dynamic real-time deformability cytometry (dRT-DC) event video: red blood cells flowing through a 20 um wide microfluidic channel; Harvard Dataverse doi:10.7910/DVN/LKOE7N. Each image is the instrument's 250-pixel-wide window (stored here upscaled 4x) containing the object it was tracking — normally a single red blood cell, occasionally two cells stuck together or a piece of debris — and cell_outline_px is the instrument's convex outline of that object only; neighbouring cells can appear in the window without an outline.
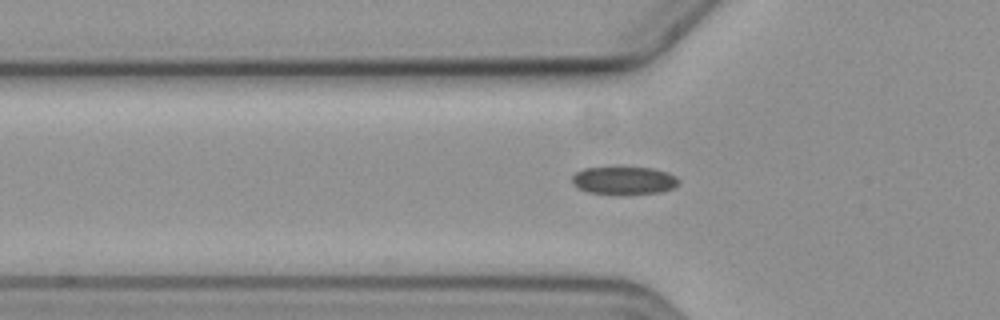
{"species": "common noctule bat (a hibernating species)", "species_latin": "Nyctalus noctula", "temperature_condition": "cold", "stored_images_in_passage": 5, "camera_frame_rate_fps": 3000, "um_per_image_px": 0.085, "animal": {"sex": "female", "body_mass_g": 19.3, "forearm_length_mm": 54.1}, "frame": {"image": 1, "passage_image": 3, "time_ms": 2.333, "image_size_px": [1000, 320], "cell_outline_px": [[680, 180], [672, 188], [660, 192], [612, 196], [588, 192], [576, 188], [572, 184], [572, 176], [576, 172], [584, 168], [652, 168], [668, 172], [676, 176]], "centroid_in_image_um": [52.99, 15.37], "position_along_channel_um": 72.8, "area_um2": 17.63}}
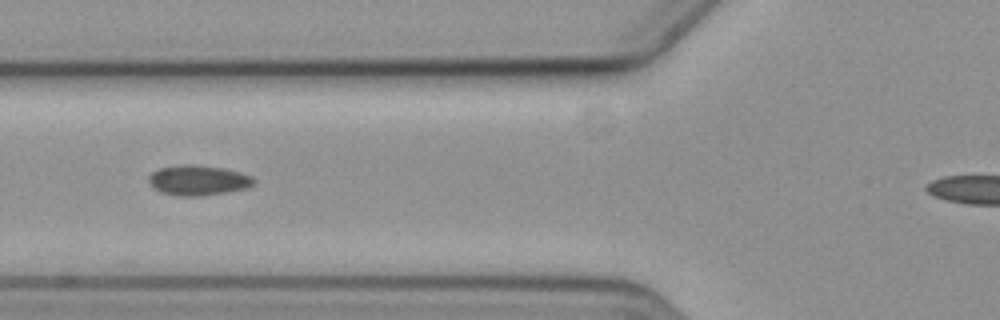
{"frame": {"image": 2, "passage_image": 4, "time_ms": 3.333, "image_size_px": [1000, 320], "cell_outline_px": [[256, 184], [248, 188], [228, 192], [200, 196], [180, 196], [160, 192], [148, 180], [148, 176], [152, 172], [160, 168], [180, 164], [192, 164], [224, 168], [240, 172], [252, 176], [256, 180]], "centroid_in_image_um": [16.9, 15.32], "position_along_channel_um": 108.9, "area_um2": 18.61}}